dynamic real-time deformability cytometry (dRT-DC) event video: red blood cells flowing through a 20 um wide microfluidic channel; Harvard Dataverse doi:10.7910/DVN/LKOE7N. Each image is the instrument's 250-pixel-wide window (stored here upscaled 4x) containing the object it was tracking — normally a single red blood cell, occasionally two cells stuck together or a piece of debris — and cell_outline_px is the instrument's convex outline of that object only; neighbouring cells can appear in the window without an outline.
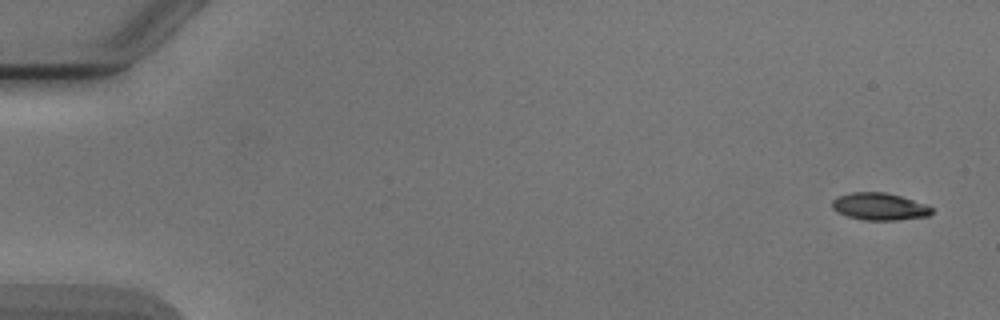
{"species": "Egyptian fruit bat (a non-hibernating species)", "species_latin": "Rousettus aegyptiacus", "temperature_condition": "cold", "stored_images_in_passage": 6, "camera_frame_rate_fps": 3000, "um_per_image_px": 0.085, "animal": {"sex": "male"}, "frame": {"image": 1, "passage_image": 1, "time_ms": 0.0, "image_size_px": [1000, 320], "cell_outline_px": [[932, 212], [928, 216], [896, 220], [864, 220], [848, 216], [832, 208], [832, 200], [836, 196], [852, 192], [884, 192], [900, 196], [924, 204], [932, 208]], "centroid_in_image_um": [74.73, 17.55], "position_along_channel_um": 10.3, "area_um2": 15.61}}